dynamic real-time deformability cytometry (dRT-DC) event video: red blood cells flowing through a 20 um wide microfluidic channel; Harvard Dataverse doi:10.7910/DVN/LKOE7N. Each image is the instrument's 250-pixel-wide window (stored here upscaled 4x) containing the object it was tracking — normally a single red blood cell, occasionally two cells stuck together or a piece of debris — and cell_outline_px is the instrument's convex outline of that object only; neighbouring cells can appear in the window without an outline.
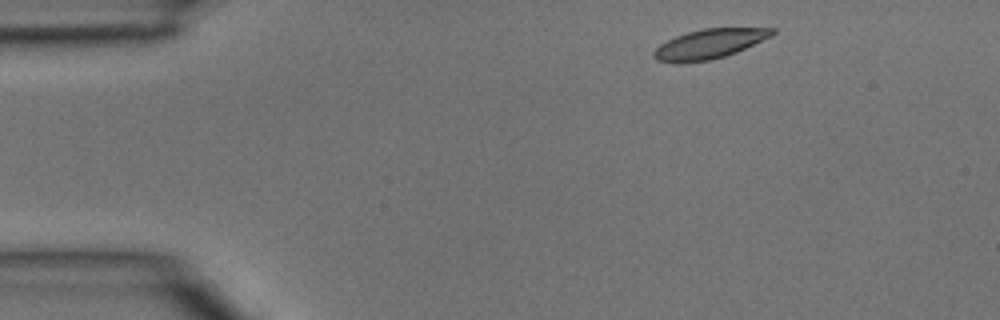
{"species": "common noctule bat (a hibernating species)", "species_latin": "Nyctalus noctula", "temperature_condition": "room temperature", "stored_images_in_passage": 2, "camera_frame_rate_fps": 3000, "um_per_image_px": 0.085, "animal": {"sex": "male", "body_mass_g": 15.6}, "frame": {"image": 1, "passage_image": 1, "time_ms": 0.0, "image_size_px": [1000, 320], "cell_outline_px": [[776, 32], [772, 36], [736, 52], [724, 56], [708, 60], [656, 60], [652, 56], [652, 52], [660, 44], [676, 36], [688, 32], [704, 28], [776, 28]], "centroid_in_image_um": [60.36, 3.68], "position_along_channel_um": 24.6, "area_um2": 19.65}}
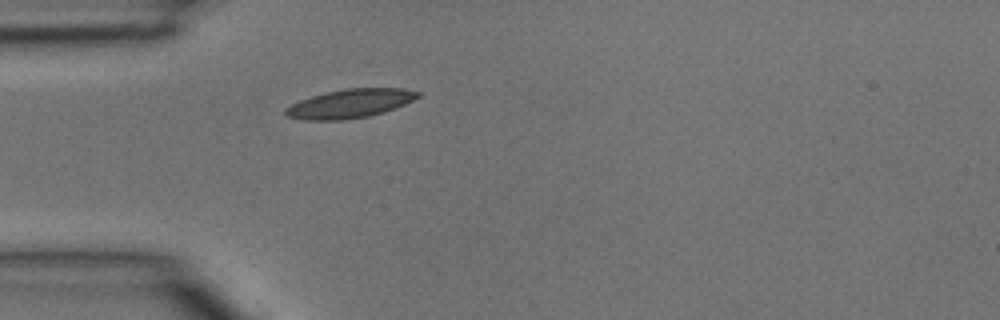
{"frame": {"image": 2, "passage_image": 2, "time_ms": 0.333, "image_size_px": [1000, 320], "cell_outline_px": [[420, 96], [404, 104], [384, 112], [368, 116], [340, 120], [304, 120], [284, 116], [284, 108], [300, 100], [312, 96], [344, 88], [404, 88], [420, 92]], "centroid_in_image_um": [29.72, 8.8], "position_along_channel_um": 55.3, "area_um2": 22.14}}